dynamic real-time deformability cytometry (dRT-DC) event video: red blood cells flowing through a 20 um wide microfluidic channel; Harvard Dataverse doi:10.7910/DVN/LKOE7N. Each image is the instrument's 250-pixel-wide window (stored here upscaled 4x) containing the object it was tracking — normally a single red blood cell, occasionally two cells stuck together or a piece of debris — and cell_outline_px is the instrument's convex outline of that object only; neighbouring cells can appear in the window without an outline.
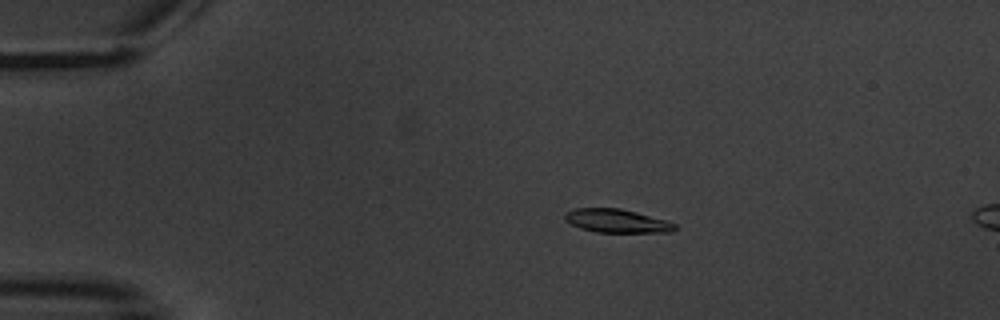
{"species": "common noctule bat (a hibernating species)", "species_latin": "Nyctalus noctula", "temperature_condition": "warm", "stored_images_in_passage": 5, "camera_frame_rate_fps": 3000, "um_per_image_px": 0.085, "animal": {"sex": "male", "body_mass_g": 20.1, "forearm_length_mm": 53.5}, "frame": {"image": 1, "passage_image": 3, "time_ms": 2.667, "image_size_px": [1000, 320], "cell_outline_px": [[676, 228], [672, 232], [596, 232], [580, 228], [564, 220], [564, 212], [576, 208], [620, 208], [668, 220], [676, 224]], "centroid_in_image_um": [52.42, 18.77], "position_along_channel_um": 32.6, "area_um2": 15.14}}